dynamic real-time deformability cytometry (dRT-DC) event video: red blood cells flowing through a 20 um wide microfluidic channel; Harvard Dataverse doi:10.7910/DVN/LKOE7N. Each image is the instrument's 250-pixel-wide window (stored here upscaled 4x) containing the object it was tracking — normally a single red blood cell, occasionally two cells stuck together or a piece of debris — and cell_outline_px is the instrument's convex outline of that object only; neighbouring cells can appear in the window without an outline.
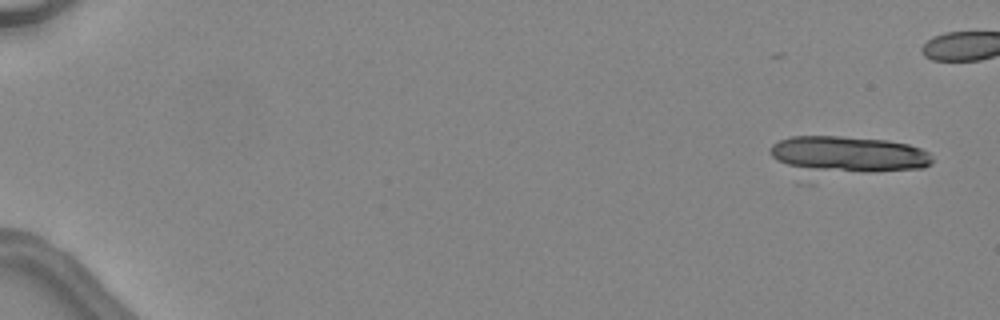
{"species": "common noctule bat (a hibernating species)", "species_latin": "Nyctalus noctula", "temperature_condition": "warm", "stored_images_in_passage": 17, "camera_frame_rate_fps": 3000, "um_per_image_px": 0.085, "animal": {"sex": "female", "body_mass_g": 24.6, "forearm_length_mm": 56.2}, "frame": {"image": 1, "passage_image": 3, "time_ms": 0.667, "image_size_px": [1000, 320], "cell_outline_px": [[932, 164], [924, 168], [872, 172], [816, 172], [796, 168], [776, 160], [768, 152], [768, 148], [772, 144], [780, 140], [792, 136], [840, 136], [888, 140], [908, 144], [920, 148], [928, 152], [932, 156]], "centroid_in_image_um": [72.1, 13.12], "position_along_channel_um": 12.9, "area_um2": 34.62}}